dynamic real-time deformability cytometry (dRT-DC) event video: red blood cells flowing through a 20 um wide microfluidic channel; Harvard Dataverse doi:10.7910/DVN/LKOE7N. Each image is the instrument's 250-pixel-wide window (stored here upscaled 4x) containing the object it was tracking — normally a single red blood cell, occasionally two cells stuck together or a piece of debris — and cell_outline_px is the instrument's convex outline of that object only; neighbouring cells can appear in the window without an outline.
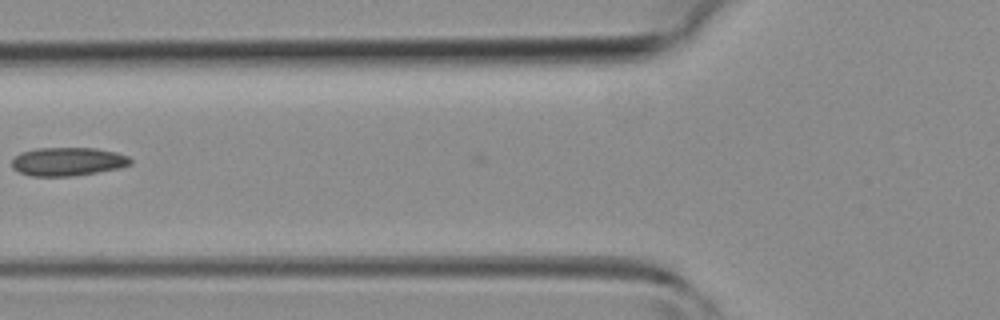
{"species": "common noctule bat (a hibernating species)", "species_latin": "Nyctalus noctula", "temperature_condition": "room temperature", "stored_images_in_passage": 28, "camera_frame_rate_fps": 3000, "um_per_image_px": 0.085, "animal": {"sex": "female", "body_mass_g": 19.3, "forearm_length_mm": 54.1}, "frame": {"image": 1, "passage_image": 3, "time_ms": 0.667, "image_size_px": [1000, 320], "cell_outline_px": [[132, 164], [120, 168], [72, 176], [32, 176], [20, 172], [12, 168], [12, 160], [20, 152], [36, 148], [96, 148], [116, 152], [128, 156], [132, 160]], "centroid_in_image_um": [5.77, 13.73], "position_along_channel_um": 120.0, "area_um2": 19.71}}
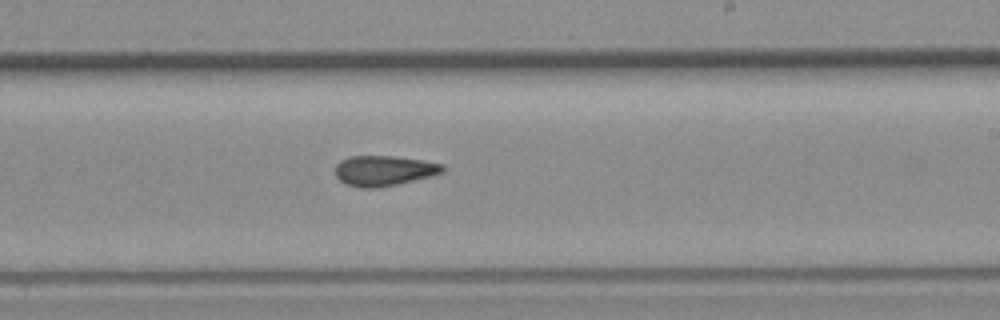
{"frame": {"image": 2, "passage_image": 12, "time_ms": 3.667, "image_size_px": [1000, 320], "cell_outline_px": [[444, 172], [432, 176], [396, 184], [376, 188], [360, 188], [344, 184], [336, 176], [336, 164], [340, 160], [348, 156], [392, 156], [424, 160], [444, 164]], "centroid_in_image_um": [32.63, 14.5], "position_along_channel_um": 256.4, "area_um2": 19.07}}
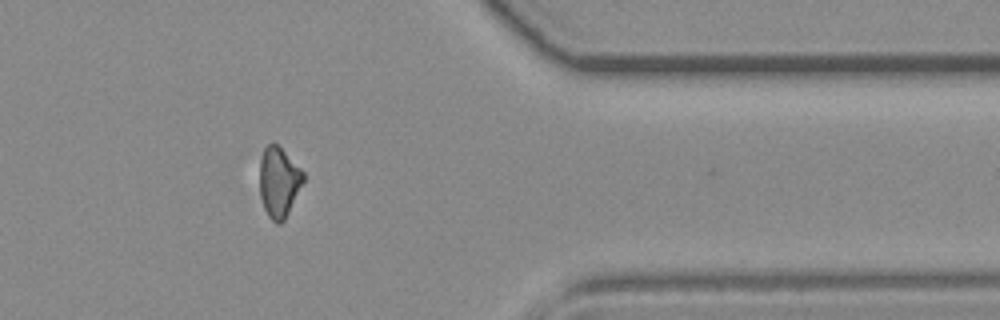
{"frame": {"image": 3, "passage_image": 22, "time_ms": 7.0, "image_size_px": [1000, 320], "cell_outline_px": [[304, 180], [284, 220], [280, 224], [276, 224], [268, 216], [264, 208], [260, 196], [260, 160], [264, 148], [272, 140], [304, 172]], "centroid_in_image_um": [23.68, 15.48], "position_along_channel_um": 387.7, "area_um2": 17.63}}